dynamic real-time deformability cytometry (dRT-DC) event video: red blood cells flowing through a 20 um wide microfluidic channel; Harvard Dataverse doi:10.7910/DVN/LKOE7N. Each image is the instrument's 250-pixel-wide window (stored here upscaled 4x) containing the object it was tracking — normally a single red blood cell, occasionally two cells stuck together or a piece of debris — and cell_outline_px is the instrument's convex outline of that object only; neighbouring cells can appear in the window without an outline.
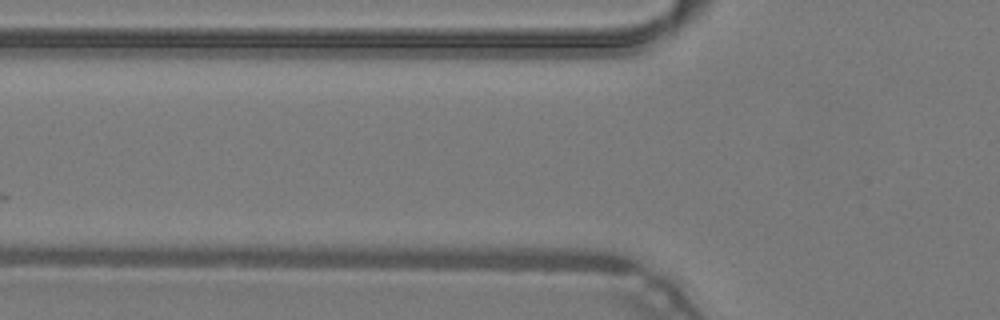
{"species": "common noctule bat (a hibernating species)", "species_latin": "Nyctalus noctula", "temperature_condition": "warm", "stored_images_in_passage": 4, "camera_frame_rate_fps": 3000, "um_per_image_px": 0.085, "animal": {"sex": "male", "body_mass_g": 19.2, "forearm_length_mm": 51.8}, "frame": {"image": 1, "passage_image": 2, "time_ms": 0.333, "image_size_px": [1000, 320], "cell_outline_px": [[636, 264], [632, 264], [460, 256], [464, 252], [476, 248], [588, 248], [616, 256], [628, 260]], "centroid_in_image_um": [46.59, 21.65], "position_along_channel_um": 79.2, "area_um2": 12.54}}